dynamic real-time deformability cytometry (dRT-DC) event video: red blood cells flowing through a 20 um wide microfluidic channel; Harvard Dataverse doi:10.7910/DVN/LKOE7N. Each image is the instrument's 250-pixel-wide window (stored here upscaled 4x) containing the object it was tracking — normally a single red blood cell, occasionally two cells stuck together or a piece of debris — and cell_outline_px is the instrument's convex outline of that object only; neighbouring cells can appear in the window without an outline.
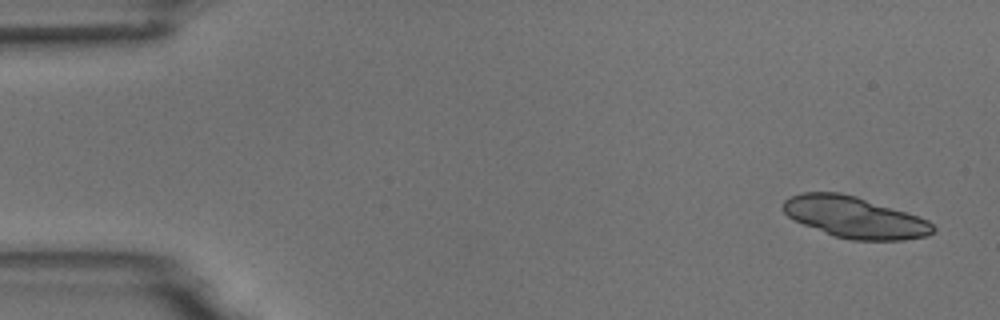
{"species": "common noctule bat (a hibernating species)", "species_latin": "Nyctalus noctula", "temperature_condition": "room temperature", "stored_images_in_passage": 4, "camera_frame_rate_fps": 3000, "um_per_image_px": 0.085, "animal": {"sex": "male", "body_mass_g": 18.8}, "frame": {"image": 1, "passage_image": 1, "time_ms": 0.0, "image_size_px": [1000, 320], "cell_outline_px": [[936, 228], [928, 236], [904, 240], [852, 240], [836, 236], [804, 224], [788, 216], [784, 212], [784, 200], [792, 196], [804, 192], [840, 192], [856, 196], [928, 220]], "centroid_in_image_um": [72.66, 18.47], "position_along_channel_um": 12.3, "area_um2": 35.37}}